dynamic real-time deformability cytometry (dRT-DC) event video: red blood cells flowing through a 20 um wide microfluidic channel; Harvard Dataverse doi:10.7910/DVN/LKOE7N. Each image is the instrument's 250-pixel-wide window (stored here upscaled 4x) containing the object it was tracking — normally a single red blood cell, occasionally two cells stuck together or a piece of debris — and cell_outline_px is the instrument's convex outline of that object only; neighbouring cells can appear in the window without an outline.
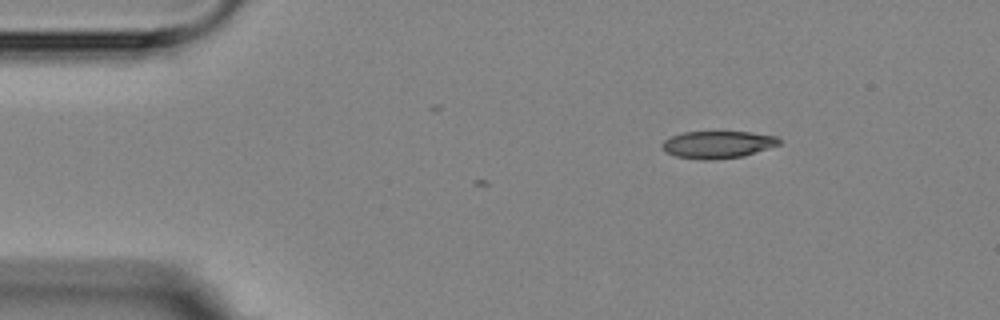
{"species": "Egyptian fruit bat (a non-hibernating species)", "species_latin": "Rousettus aegyptiacus", "temperature_condition": "room temperature", "stored_images_in_passage": 3, "camera_frame_rate_fps": 3000, "um_per_image_px": 0.085, "animal": {"sex": "female"}, "frame": {"image": 1, "passage_image": 3, "time_ms": 2.0, "image_size_px": [1000, 320], "cell_outline_px": [[780, 144], [744, 156], [712, 160], [704, 160], [676, 156], [664, 152], [660, 148], [660, 144], [664, 140], [672, 136], [684, 132], [752, 132], [776, 136], [780, 140]], "centroid_in_image_um": [60.96, 12.29], "position_along_channel_um": 24.0, "area_um2": 18.67}}